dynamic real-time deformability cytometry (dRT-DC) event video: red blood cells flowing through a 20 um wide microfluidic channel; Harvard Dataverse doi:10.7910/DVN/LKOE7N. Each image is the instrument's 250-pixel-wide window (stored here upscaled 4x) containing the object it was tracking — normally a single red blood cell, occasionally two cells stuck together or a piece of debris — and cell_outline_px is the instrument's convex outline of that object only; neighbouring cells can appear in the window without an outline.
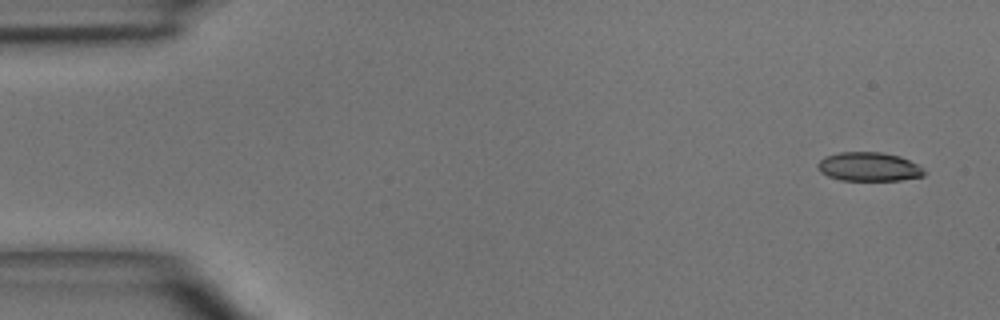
{"species": "common noctule bat (a hibernating species)", "species_latin": "Nyctalus noctula", "temperature_condition": "room temperature", "stored_images_in_passage": 5, "camera_frame_rate_fps": 3000, "um_per_image_px": 0.085, "animal": {"sex": "male", "body_mass_g": 15.6}, "frame": {"image": 1, "passage_image": 1, "time_ms": 0.0, "image_size_px": [1000, 320], "cell_outline_px": [[924, 176], [900, 180], [840, 180], [828, 176], [820, 172], [816, 164], [824, 156], [840, 152], [884, 152], [900, 156], [916, 164], [924, 172]], "centroid_in_image_um": [73.8, 14.17], "position_along_channel_um": 11.2, "area_um2": 17.86}}